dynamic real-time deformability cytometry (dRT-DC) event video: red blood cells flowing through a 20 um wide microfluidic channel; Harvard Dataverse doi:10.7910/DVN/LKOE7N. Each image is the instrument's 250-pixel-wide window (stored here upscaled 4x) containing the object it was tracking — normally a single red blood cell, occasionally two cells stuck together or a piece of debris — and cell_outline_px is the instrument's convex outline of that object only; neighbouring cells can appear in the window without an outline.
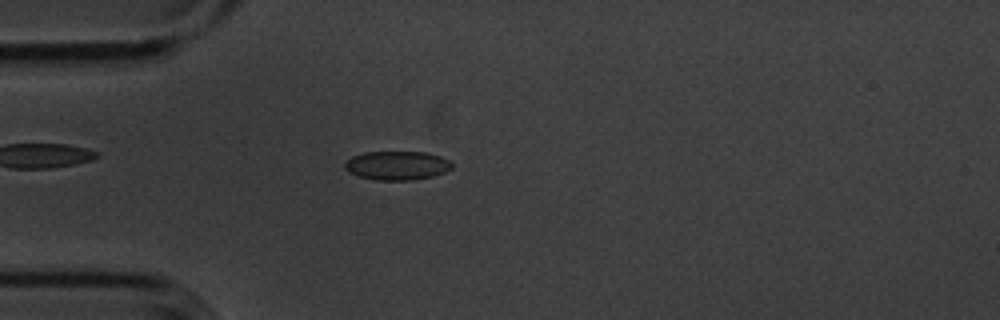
{"species": "common noctule bat (a hibernating species)", "species_latin": "Nyctalus noctula", "temperature_condition": "cold", "stored_images_in_passage": 3, "camera_frame_rate_fps": 3000, "um_per_image_px": 0.085, "animal": {"sex": "male", "body_mass_g": 20.1, "forearm_length_mm": 53.5}, "frame": {"image": 1, "passage_image": 3, "time_ms": 0.667, "image_size_px": [1000, 320], "cell_outline_px": [[452, 168], [444, 172], [432, 176], [412, 180], [376, 180], [356, 176], [348, 172], [344, 168], [344, 164], [352, 156], [364, 152], [424, 152], [440, 156], [448, 160], [452, 164]], "centroid_in_image_um": [33.71, 14.07], "position_along_channel_um": 51.3, "area_um2": 18.03}}